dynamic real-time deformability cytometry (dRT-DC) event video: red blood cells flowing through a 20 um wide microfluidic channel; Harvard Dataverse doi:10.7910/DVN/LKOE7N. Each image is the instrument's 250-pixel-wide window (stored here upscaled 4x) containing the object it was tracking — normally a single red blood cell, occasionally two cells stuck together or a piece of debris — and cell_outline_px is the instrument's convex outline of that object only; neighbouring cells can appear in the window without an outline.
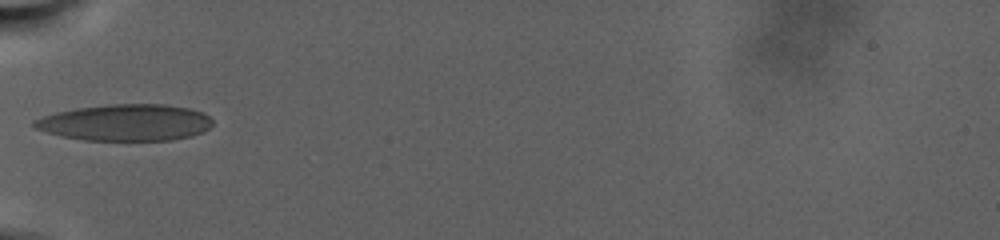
{"species": "human", "species_latin": "Homo sapiens", "temperature_condition": "warm", "stored_images_in_passage": 33, "camera_frame_rate_fps": 3000, "um_per_image_px": 0.085, "donor": {"sex": "male"}, "frame": {"image": 1, "passage_image": 1, "time_ms": 0.0, "image_size_px": [1000, 240], "cell_outline_px": [[212, 124], [204, 132], [192, 136], [172, 140], [84, 140], [64, 136], [48, 132], [36, 128], [32, 124], [32, 120], [56, 112], [76, 108], [108, 104], [164, 104], [188, 108], [204, 112], [212, 120]], "centroid_in_image_um": [10.7, 10.41], "position_along_channel_um": 74.3, "area_um2": 37.92}}
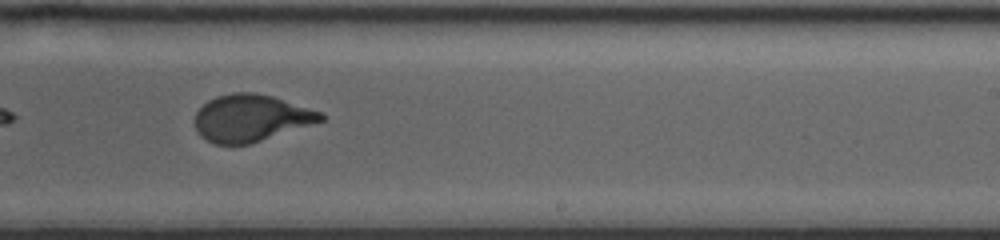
{"frame": {"image": 2, "passage_image": 15, "time_ms": 9.0, "image_size_px": [1000, 240], "cell_outline_px": [[324, 120], [248, 144], [216, 144], [200, 136], [196, 132], [192, 120], [196, 112], [208, 100], [216, 96], [232, 92], [252, 92], [272, 96], [320, 112], [324, 116]], "centroid_in_image_um": [21.24, 10.02], "position_along_channel_um": 267.8, "area_um2": 34.16}}
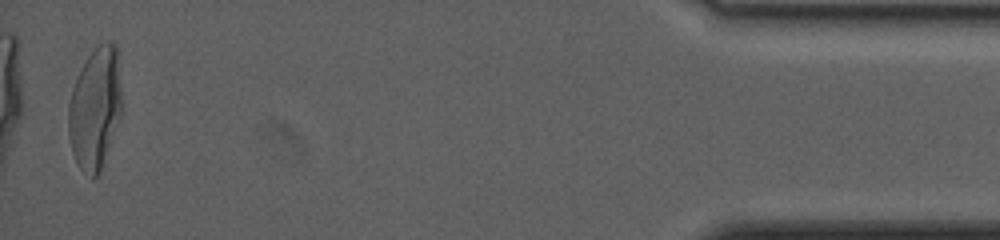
{"frame": {"image": 3, "passage_image": 32, "time_ms": 19.667, "image_size_px": [1000, 240], "cell_outline_px": [[120, 116], [100, 172], [96, 176], [92, 176], [80, 168], [76, 164], [72, 152], [68, 136], [68, 108], [72, 88], [88, 56], [104, 40], [112, 40], [116, 44], [120, 88]], "centroid_in_image_um": [8.06, 9.2], "position_along_channel_um": 427.1, "area_um2": 37.22}, "authors_computed_cell_mechanics": {"area_um2": 35.0846, "velocity_mm_per_s": 2.1709, "shape_relaxation_time_tau1_ms": 8.5823, "shape_relaxation_time_tau2_ms": null, "deformation_change_tau1": 0.2541, "deformation_change_tau2": null}}